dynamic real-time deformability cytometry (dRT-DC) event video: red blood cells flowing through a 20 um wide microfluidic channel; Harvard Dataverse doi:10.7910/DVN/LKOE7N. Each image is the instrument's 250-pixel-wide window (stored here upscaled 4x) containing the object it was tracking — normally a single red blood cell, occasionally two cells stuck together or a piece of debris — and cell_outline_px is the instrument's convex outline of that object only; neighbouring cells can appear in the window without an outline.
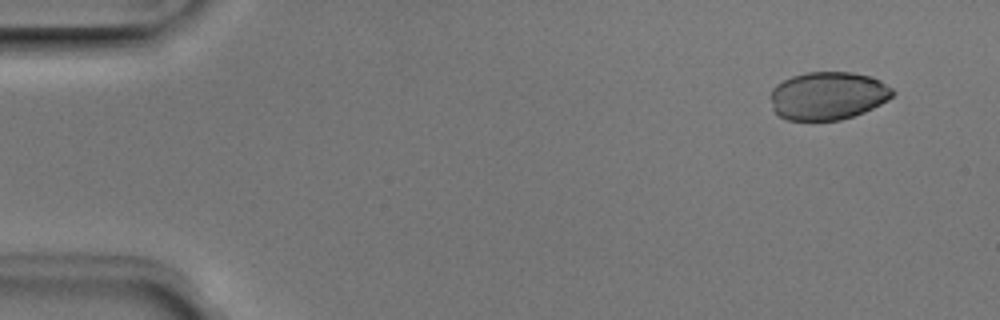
{"species": "Egyptian fruit bat (a non-hibernating species)", "species_latin": "Rousettus aegyptiacus", "temperature_condition": "room temperature", "stored_images_in_passage": 4, "camera_frame_rate_fps": 3000, "um_per_image_px": 0.085, "animal": {"sex": "male"}, "frame": {"image": 1, "passage_image": 1, "time_ms": 0.0, "image_size_px": [1000, 320], "cell_outline_px": [[896, 92], [888, 100], [864, 112], [840, 120], [788, 120], [780, 116], [772, 108], [772, 88], [776, 84], [792, 76], [808, 72], [852, 72], [872, 76], [880, 80], [892, 88]], "centroid_in_image_um": [70.4, 8.13], "position_along_channel_um": 14.6, "area_um2": 34.16}}